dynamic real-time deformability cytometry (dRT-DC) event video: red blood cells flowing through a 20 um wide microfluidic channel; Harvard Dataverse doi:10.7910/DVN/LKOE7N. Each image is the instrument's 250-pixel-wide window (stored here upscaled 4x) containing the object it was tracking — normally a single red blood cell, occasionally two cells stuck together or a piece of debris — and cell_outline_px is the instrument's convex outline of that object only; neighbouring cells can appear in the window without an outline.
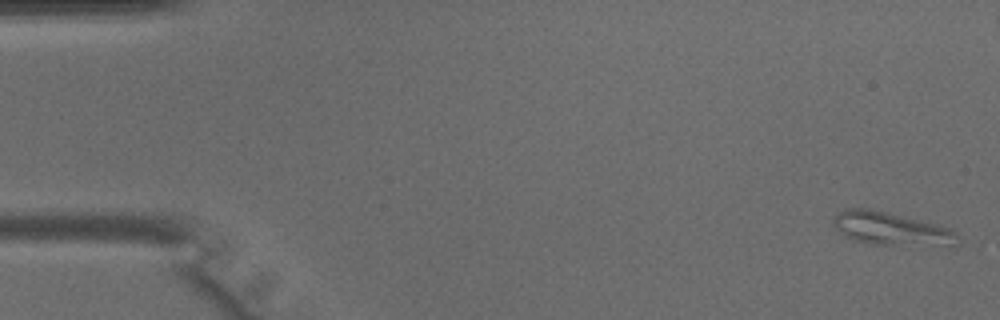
{"species": "common noctule bat (a hibernating species)", "species_latin": "Nyctalus noctula", "temperature_condition": "warm", "stored_images_in_passage": 44, "camera_frame_rate_fps": 3000, "um_per_image_px": 0.085, "animal": {"sex": "male", "body_mass_g": 15.6}, "frame": {"image": 1, "passage_image": 1, "time_ms": 0.0, "image_size_px": [1000, 320], "cell_outline_px": [[960, 244], [872, 244], [856, 240], [844, 236], [832, 224], [832, 220], [844, 208], [868, 208], [888, 212], [936, 224], [948, 228], [956, 232], [960, 240]], "centroid_in_image_um": [75.7, 19.42], "position_along_channel_um": 9.3, "area_um2": 23.41}}
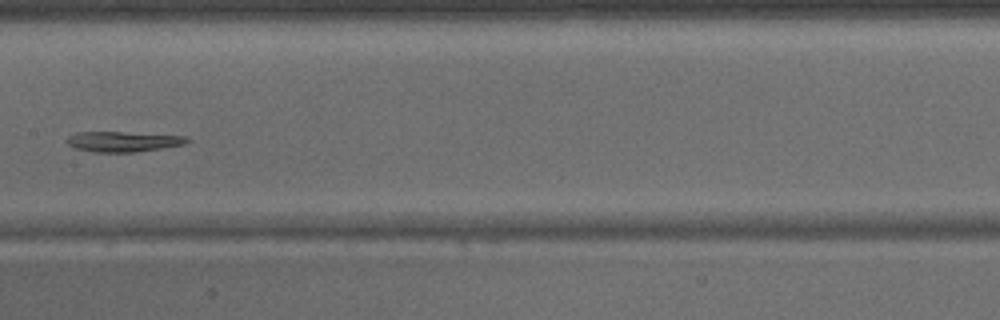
{"frame": {"image": 2, "passage_image": 22, "time_ms": 7.0, "image_size_px": [1000, 320], "cell_outline_px": [[192, 140], [184, 144], [136, 152], [92, 152], [76, 148], [68, 144], [68, 136], [76, 132], [120, 132], [184, 136]], "centroid_in_image_um": [10.45, 12.03], "position_along_channel_um": 196.9, "area_um2": 13.99}}
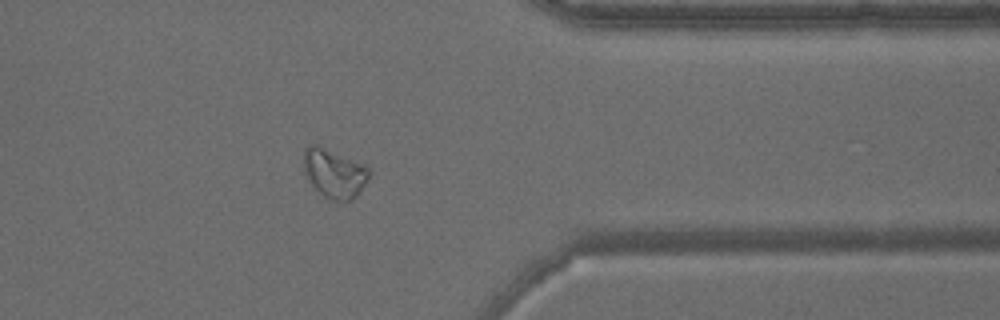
{"frame": {"image": 3, "passage_image": 35, "time_ms": 11.333, "image_size_px": [1000, 320], "cell_outline_px": [[372, 172], [368, 180], [356, 196], [352, 200], [332, 200], [324, 196], [312, 184], [304, 172], [304, 148], [308, 144], [316, 144], [364, 164]], "centroid_in_image_um": [28.43, 14.71], "position_along_channel_um": 383.0, "area_um2": 18.55}}